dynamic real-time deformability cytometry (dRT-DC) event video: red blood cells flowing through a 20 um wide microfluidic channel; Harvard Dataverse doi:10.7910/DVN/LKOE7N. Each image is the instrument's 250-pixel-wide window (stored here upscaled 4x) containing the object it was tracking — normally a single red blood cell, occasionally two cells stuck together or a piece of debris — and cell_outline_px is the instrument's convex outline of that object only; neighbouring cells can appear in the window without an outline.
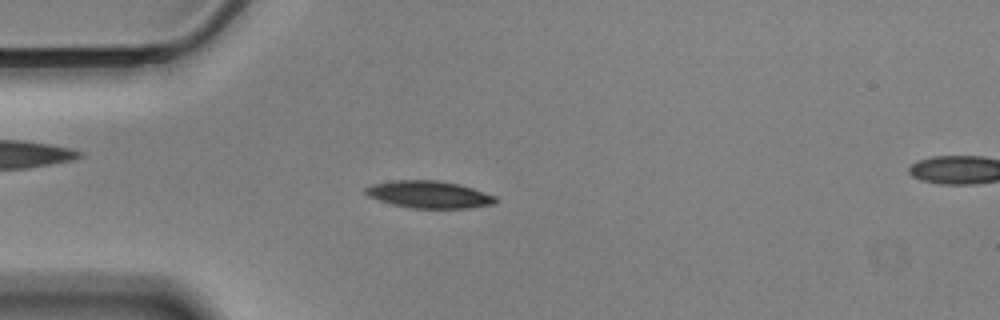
{"species": "Egyptian fruit bat (a non-hibernating species)", "species_latin": "Rousettus aegyptiacus", "temperature_condition": "cold", "stored_images_in_passage": 56, "camera_frame_rate_fps": 3000, "um_per_image_px": 0.085, "animal": {"sex": "male"}, "frame": {"image": 1, "passage_image": 14, "time_ms": 4.333, "image_size_px": [1000, 320], "cell_outline_px": [[496, 204], [468, 208], [412, 208], [392, 204], [368, 196], [364, 192], [364, 188], [372, 184], [396, 180], [436, 180], [460, 184], [496, 196]], "centroid_in_image_um": [36.47, 16.53], "position_along_channel_um": 48.5, "area_um2": 20.58}}
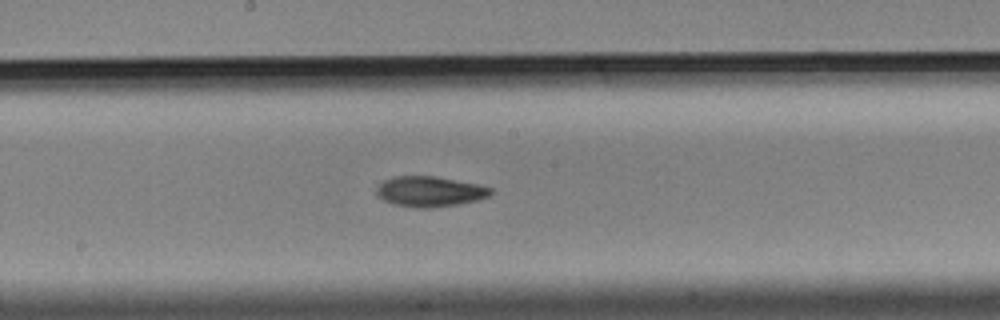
{"frame": {"image": 2, "passage_image": 29, "time_ms": 9.333, "image_size_px": [1000, 320], "cell_outline_px": [[492, 192], [488, 196], [476, 200], [460, 204], [432, 208], [416, 208], [392, 204], [376, 196], [376, 188], [384, 180], [396, 176], [436, 176], [480, 184], [492, 188]], "centroid_in_image_um": [36.52, 16.28], "position_along_channel_um": 211.7, "area_um2": 20.4}}
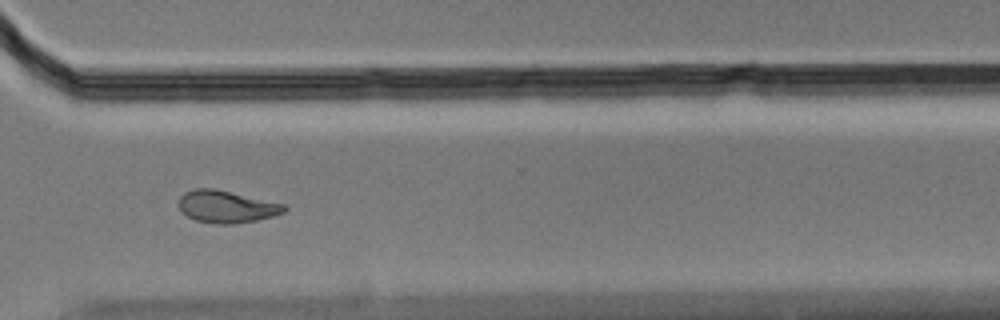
{"frame": {"image": 3, "passage_image": 41, "time_ms": 13.333, "image_size_px": [1000, 320], "cell_outline_px": [[288, 208], [284, 212], [272, 216], [256, 220], [232, 224], [216, 224], [196, 220], [188, 216], [180, 208], [180, 196], [184, 192], [196, 188], [212, 188], [284, 204]], "centroid_in_image_um": [19.25, 17.57], "position_along_channel_um": 351.3, "area_um2": 19.42}, "authors_computed_cell_mechanics": {"area_um2": 20.23, "velocity_mm_per_s": 3.4979, "shape_relaxation_time_tau1_ms": 8.1546, "shape_relaxation_time_tau2_ms": 11.0536, "deformation_change_tau1": 0.1623, "deformation_change_tau2": 0.1813}}